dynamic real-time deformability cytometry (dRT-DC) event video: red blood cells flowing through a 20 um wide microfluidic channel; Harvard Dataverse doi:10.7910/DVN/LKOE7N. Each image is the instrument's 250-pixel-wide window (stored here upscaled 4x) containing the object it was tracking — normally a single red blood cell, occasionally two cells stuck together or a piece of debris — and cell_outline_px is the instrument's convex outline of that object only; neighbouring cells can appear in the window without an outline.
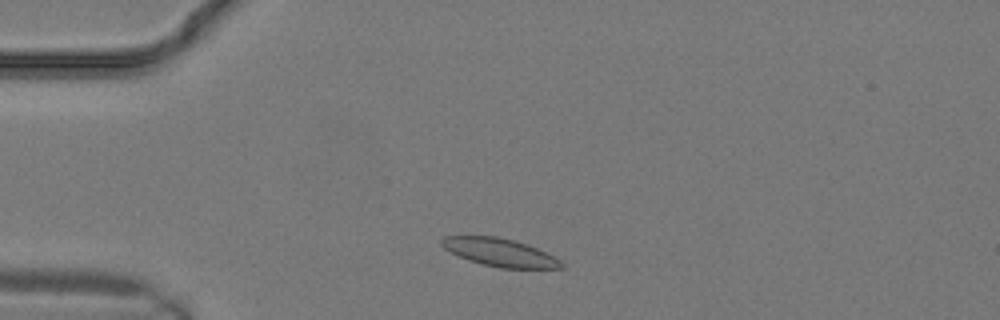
{"species": "common noctule bat (a hibernating species)", "species_latin": "Nyctalus noctula", "temperature_condition": "warm", "stored_images_in_passage": 10, "camera_frame_rate_fps": 3000, "um_per_image_px": 0.085, "animal": {"sex": "male", "body_mass_g": 19.2, "forearm_length_mm": 51.8}, "frame": {"image": 1, "passage_image": 2, "time_ms": 0.333, "image_size_px": [1000, 320], "cell_outline_px": [[568, 268], [500, 268], [468, 260], [444, 248], [440, 244], [440, 240], [444, 236], [496, 236], [516, 240], [528, 244], [560, 260]], "centroid_in_image_um": [42.49, 21.44], "position_along_channel_um": 42.5, "area_um2": 19.42}}
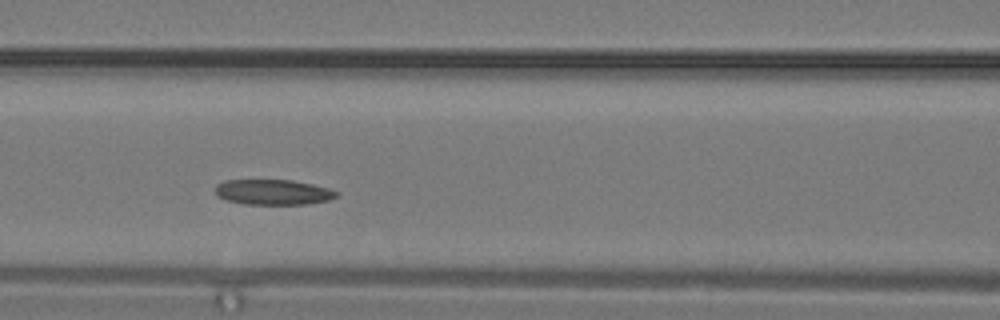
{"frame": {"image": 2, "passage_image": 7, "time_ms": 2.0, "image_size_px": [1000, 320], "cell_outline_px": [[336, 196], [328, 200], [308, 204], [244, 204], [228, 200], [216, 196], [216, 184], [224, 180], [292, 180], [312, 184], [328, 188], [336, 192]], "centroid_in_image_um": [23.17, 16.33], "position_along_channel_um": 143.4, "area_um2": 17.74}}
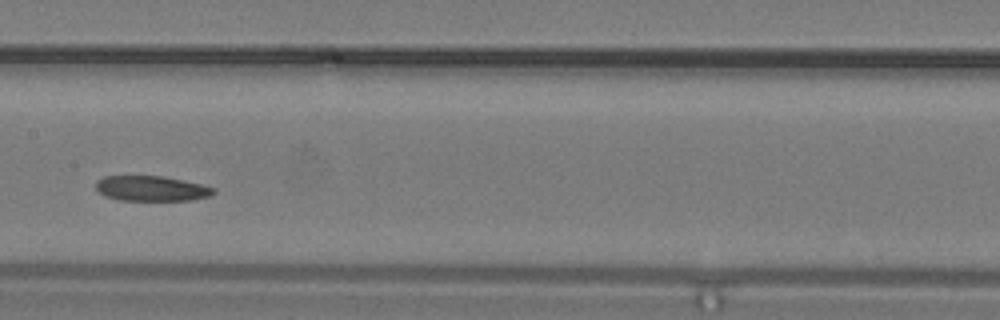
{"frame": {"image": 3, "passage_image": 9, "time_ms": 2.667, "image_size_px": [1000, 320], "cell_outline_px": [[216, 192], [212, 196], [192, 200], [120, 200], [108, 196], [100, 192], [96, 188], [96, 180], [104, 176], [164, 176], [184, 180], [216, 188]], "centroid_in_image_um": [12.93, 16.01], "position_along_channel_um": 194.5, "area_um2": 17.28}}